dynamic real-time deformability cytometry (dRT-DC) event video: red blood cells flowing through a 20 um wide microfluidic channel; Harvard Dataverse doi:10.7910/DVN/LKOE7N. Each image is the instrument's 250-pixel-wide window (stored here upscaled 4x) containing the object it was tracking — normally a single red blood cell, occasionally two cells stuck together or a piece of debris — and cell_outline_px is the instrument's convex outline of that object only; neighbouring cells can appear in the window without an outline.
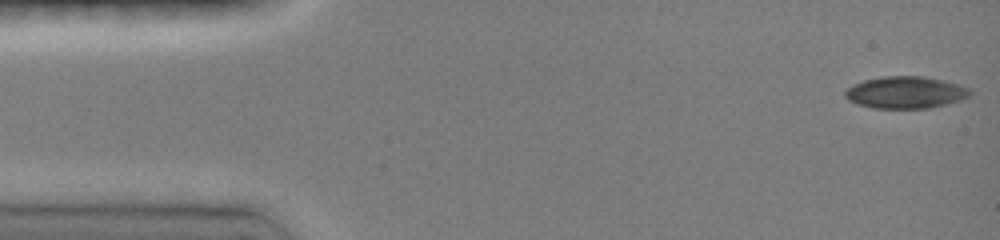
{"species": "common noctule bat (a hibernating species)", "species_latin": "Nyctalus noctula", "temperature_condition": "room temperature", "stored_images_in_passage": 6, "camera_frame_rate_fps": 3000, "um_per_image_px": 0.085, "animal": {"sex": "female", "body_mass_g": 19.0, "forearm_length_mm": 51.5}, "frame": {"image": 1, "passage_image": 1, "time_ms": 0.0, "image_size_px": [1000, 240], "cell_outline_px": [[972, 92], [968, 96], [960, 100], [928, 108], [872, 108], [856, 104], [848, 100], [844, 96], [844, 92], [852, 84], [864, 80], [884, 76], [924, 76], [956, 84], [968, 88]], "centroid_in_image_um": [76.9, 7.86], "position_along_channel_um": 8.1, "area_um2": 23.12}}
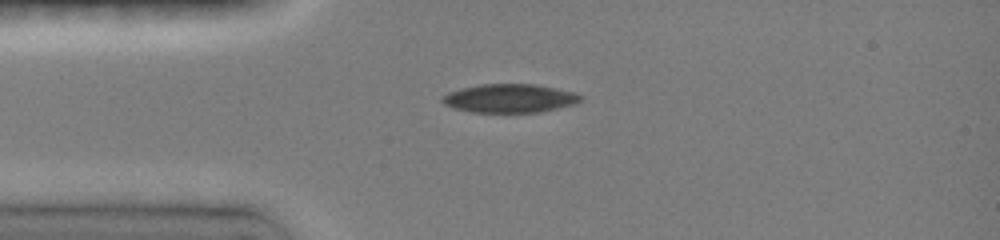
{"frame": {"image": 2, "passage_image": 5, "time_ms": 3.333, "image_size_px": [1000, 240], "cell_outline_px": [[584, 96], [576, 104], [540, 112], [472, 112], [456, 108], [444, 104], [440, 100], [448, 92], [460, 88], [480, 84], [536, 84], [576, 92]], "centroid_in_image_um": [43.36, 8.35], "position_along_channel_um": 41.6, "area_um2": 23.12}}